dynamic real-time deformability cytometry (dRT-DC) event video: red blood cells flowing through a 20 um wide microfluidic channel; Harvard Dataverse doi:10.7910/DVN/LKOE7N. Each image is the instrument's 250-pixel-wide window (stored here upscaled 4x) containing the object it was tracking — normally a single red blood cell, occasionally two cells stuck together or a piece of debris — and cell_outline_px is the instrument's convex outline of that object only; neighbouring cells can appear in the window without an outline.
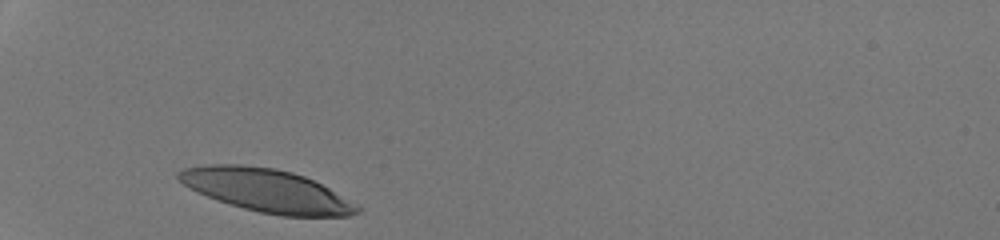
{"species": "human", "species_latin": "Homo sapiens", "temperature_condition": "room temperature", "stored_images_in_passage": 27, "camera_frame_rate_fps": 3000, "um_per_image_px": 0.085, "donor": {"sex": "male"}, "frame": {"image": 1, "passage_image": 1, "time_ms": 0.0, "image_size_px": [1000, 240], "cell_outline_px": [[360, 212], [348, 216], [280, 216], [260, 212], [228, 204], [208, 196], [184, 184], [176, 176], [176, 172], [184, 168], [208, 164], [240, 164], [276, 168], [292, 172], [304, 176], [360, 204]], "centroid_in_image_um": [22.7, 16.19], "position_along_channel_um": 62.3, "area_um2": 44.62}}
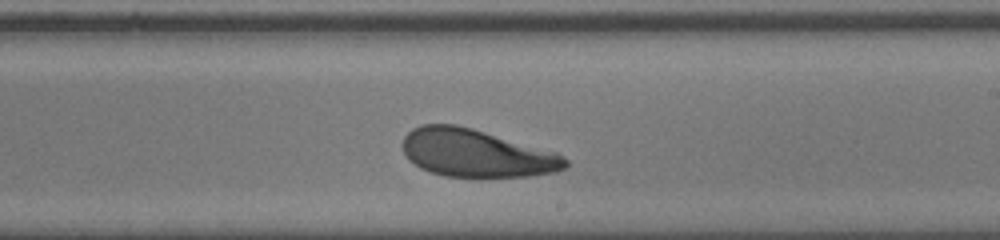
{"frame": {"image": 2, "passage_image": 16, "time_ms": 5.0, "image_size_px": [1000, 240], "cell_outline_px": [[568, 164], [564, 168], [556, 172], [528, 176], [444, 176], [420, 168], [404, 152], [404, 136], [412, 128], [420, 124], [456, 124], [472, 128], [556, 152], [564, 156], [568, 160]], "centroid_in_image_um": [40.5, 13.01], "position_along_channel_um": 248.5, "area_um2": 44.8}}
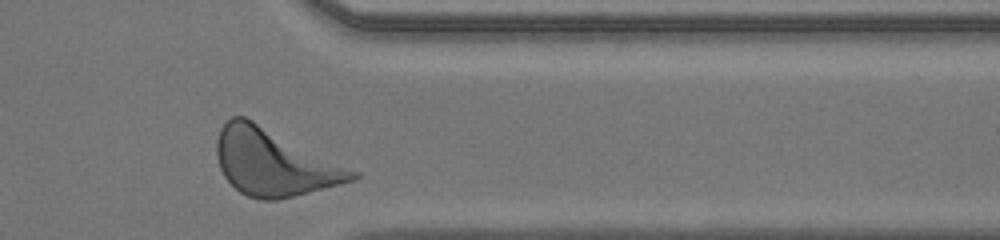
{"frame": {"image": 3, "passage_image": 26, "time_ms": 8.333, "image_size_px": [1000, 240], "cell_outline_px": [[360, 176], [352, 180], [340, 184], [276, 200], [260, 200], [248, 196], [240, 192], [224, 176], [220, 168], [216, 156], [216, 140], [220, 128], [232, 116], [244, 116], [360, 172]], "centroid_in_image_um": [23.26, 13.8], "position_along_channel_um": 388.1, "area_um2": 52.08}, "authors_computed_cell_mechanics": {"area_um2": 46.0666, "velocity_mm_per_s": 4.2192, "shape_relaxation_time_tau1_ms": 2.0791, "shape_relaxation_time_tau2_ms": 8.799, "deformation_change_tau1": 0.1293, "deformation_change_tau2": 0.2284}}